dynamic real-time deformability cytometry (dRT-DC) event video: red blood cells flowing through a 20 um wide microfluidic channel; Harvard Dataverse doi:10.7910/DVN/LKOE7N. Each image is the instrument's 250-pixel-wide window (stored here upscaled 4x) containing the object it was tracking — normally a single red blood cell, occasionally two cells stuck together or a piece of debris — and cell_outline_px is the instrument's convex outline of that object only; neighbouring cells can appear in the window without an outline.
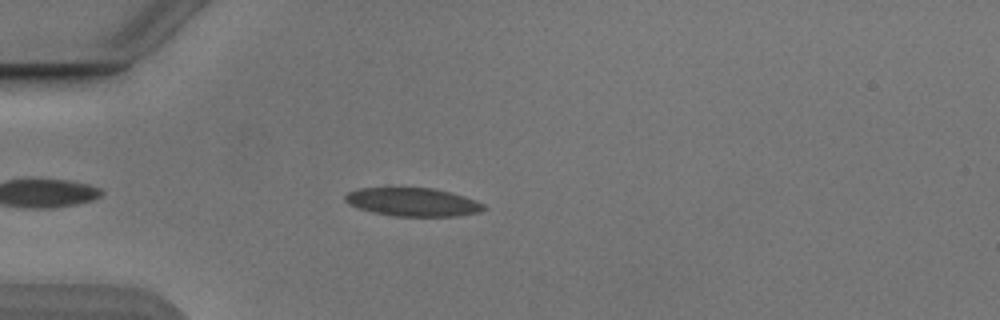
{"species": "Egyptian fruit bat (a non-hibernating species)", "species_latin": "Rousettus aegyptiacus", "temperature_condition": "cold", "stored_images_in_passage": 29, "camera_frame_rate_fps": 3000, "um_per_image_px": 0.085, "animal": {"sex": "male"}, "frame": {"image": 1, "passage_image": 5, "time_ms": 1.333, "image_size_px": [1000, 320], "cell_outline_px": [[488, 208], [480, 212], [456, 216], [392, 216], [372, 212], [348, 204], [344, 200], [344, 196], [348, 192], [356, 188], [432, 188], [464, 196], [484, 204]], "centroid_in_image_um": [35.07, 17.18], "position_along_channel_um": 49.9, "area_um2": 22.89}}
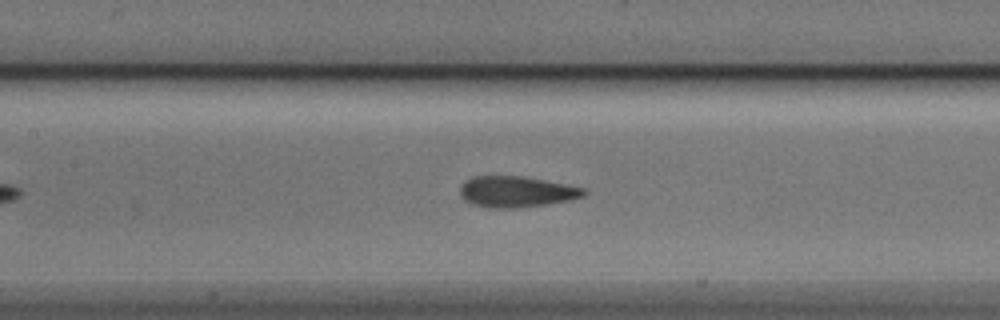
{"frame": {"image": 2, "passage_image": 15, "time_ms": 4.667, "image_size_px": [1000, 320], "cell_outline_px": [[588, 192], [584, 196], [568, 200], [544, 204], [516, 208], [488, 208], [472, 204], [464, 200], [460, 196], [460, 184], [464, 180], [472, 176], [524, 176], [584, 188]], "centroid_in_image_um": [43.83, 16.29], "position_along_channel_um": 163.6, "area_um2": 22.43}}
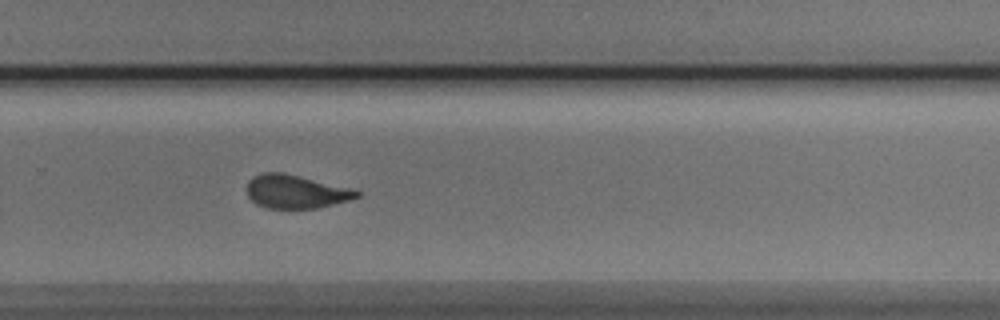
{"frame": {"image": 3, "passage_image": 26, "time_ms": 8.333, "image_size_px": [1000, 320], "cell_outline_px": [[360, 196], [348, 200], [316, 208], [268, 208], [256, 204], [248, 196], [244, 188], [248, 180], [252, 176], [260, 172], [284, 172], [348, 188], [360, 192]], "centroid_in_image_um": [25.03, 16.27], "position_along_channel_um": 304.8, "area_um2": 21.39}}